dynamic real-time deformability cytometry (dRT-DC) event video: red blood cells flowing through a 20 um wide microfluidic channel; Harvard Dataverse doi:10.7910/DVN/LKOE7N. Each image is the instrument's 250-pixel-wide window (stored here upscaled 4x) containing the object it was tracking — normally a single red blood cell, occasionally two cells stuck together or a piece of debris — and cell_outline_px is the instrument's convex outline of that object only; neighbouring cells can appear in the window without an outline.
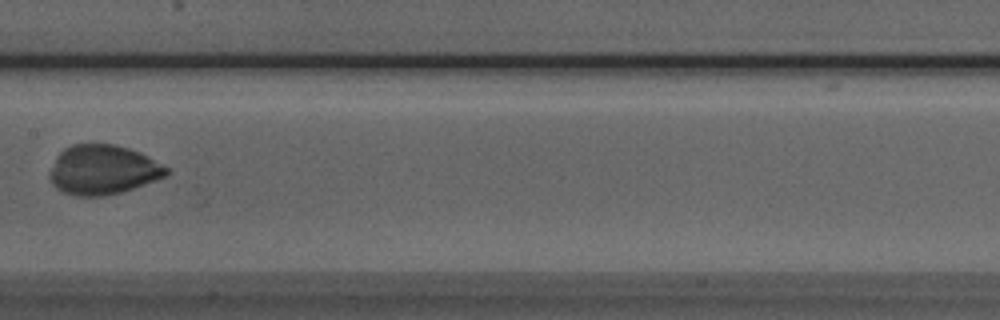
{"species": "Egyptian fruit bat (a non-hibernating species)", "species_latin": "Rousettus aegyptiacus", "temperature_condition": "room temperature", "stored_images_in_passage": 8, "camera_frame_rate_fps": 3000, "um_per_image_px": 0.085, "animal": {"sex": "male"}, "frame": {"image": 1, "passage_image": 7, "time_ms": 8.0, "image_size_px": [1000, 320], "cell_outline_px": [[168, 172], [164, 176], [144, 184], [120, 192], [100, 196], [76, 196], [64, 192], [56, 188], [52, 184], [48, 176], [56, 156], [64, 148], [72, 144], [112, 144], [128, 148], [140, 152], [148, 156], [168, 168]], "centroid_in_image_um": [8.7, 14.42], "position_along_channel_um": 198.7, "area_um2": 33.41}}
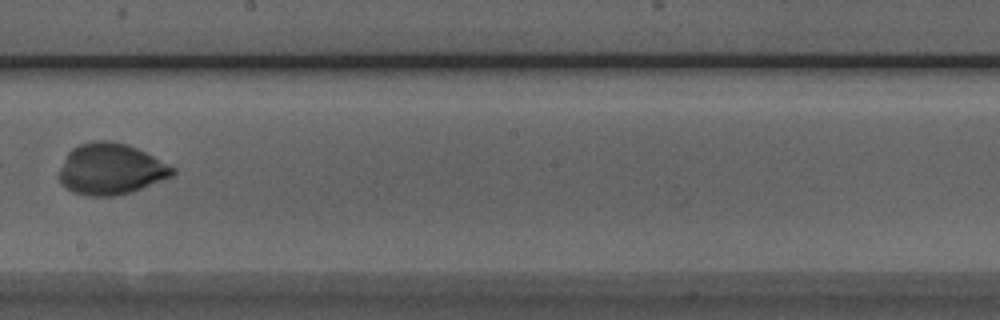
{"frame": {"image": 2, "passage_image": 8, "time_ms": 9.0, "image_size_px": [1000, 320], "cell_outline_px": [[176, 172], [172, 176], [132, 192], [112, 196], [88, 196], [72, 192], [60, 180], [60, 168], [68, 152], [72, 148], [80, 144], [92, 140], [112, 140], [128, 144], [176, 168]], "centroid_in_image_um": [9.42, 14.36], "position_along_channel_um": 238.8, "area_um2": 33.7}}